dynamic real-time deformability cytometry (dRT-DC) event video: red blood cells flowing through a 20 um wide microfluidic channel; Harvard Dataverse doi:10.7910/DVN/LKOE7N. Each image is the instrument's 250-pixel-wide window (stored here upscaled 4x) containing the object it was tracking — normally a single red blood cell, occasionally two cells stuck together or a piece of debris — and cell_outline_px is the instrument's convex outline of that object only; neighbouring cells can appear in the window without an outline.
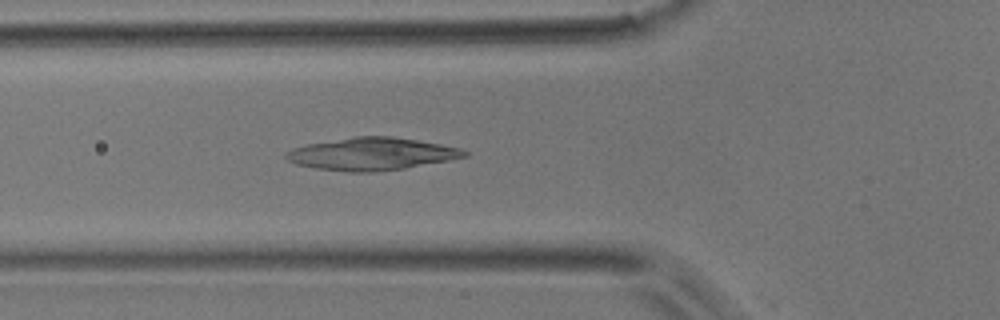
{"species": "common noctule bat (a hibernating species)", "species_latin": "Nyctalus noctula", "temperature_condition": "room temperature", "stored_images_in_passage": 11, "camera_frame_rate_fps": 3000, "um_per_image_px": 0.085, "animal": {"sex": "male", "body_mass_g": 17.9}, "frame": {"image": 1, "passage_image": 10, "time_ms": 3.0, "image_size_px": [1000, 320], "cell_outline_px": [[468, 156], [448, 160], [404, 168], [372, 172], [348, 172], [316, 168], [296, 164], [288, 160], [284, 156], [292, 148], [308, 144], [356, 136], [392, 136], [464, 148], [468, 152]], "centroid_in_image_um": [31.62, 13.08], "position_along_channel_um": 94.2, "area_um2": 33.52}}